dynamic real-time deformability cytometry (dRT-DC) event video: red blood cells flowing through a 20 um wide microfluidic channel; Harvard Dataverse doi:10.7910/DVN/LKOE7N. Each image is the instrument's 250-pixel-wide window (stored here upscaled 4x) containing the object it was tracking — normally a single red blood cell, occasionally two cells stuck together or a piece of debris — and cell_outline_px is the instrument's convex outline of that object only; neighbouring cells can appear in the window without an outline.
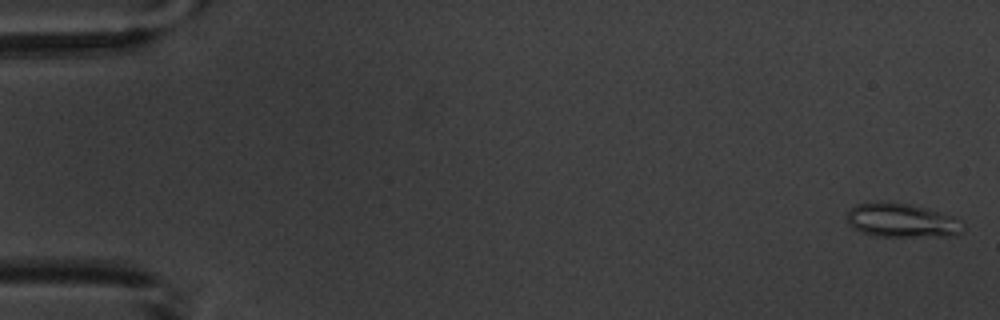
{"species": "common noctule bat (a hibernating species)", "species_latin": "Nyctalus noctula", "temperature_condition": "warm", "stored_images_in_passage": 5, "camera_frame_rate_fps": 3000, "um_per_image_px": 0.085, "animal": {"sex": "male", "body_mass_g": 20.1, "forearm_length_mm": 53.5}, "frame": {"image": 1, "passage_image": 1, "time_ms": 0.0, "image_size_px": [1000, 320], "cell_outline_px": [[964, 232], [956, 236], [872, 236], [860, 232], [848, 224], [848, 212], [856, 204], [908, 204], [956, 216], [964, 224]], "centroid_in_image_um": [76.74, 18.79], "position_along_channel_um": 8.3, "area_um2": 22.6}}
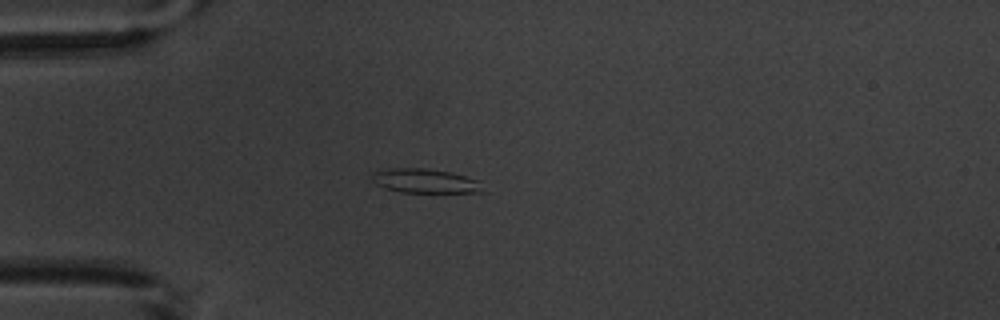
{"frame": {"image": 2, "passage_image": 5, "time_ms": 4.667, "image_size_px": [1000, 320], "cell_outline_px": [[484, 192], [404, 192], [384, 188], [376, 184], [372, 180], [372, 172], [388, 168], [424, 168], [448, 172], [480, 180]], "centroid_in_image_um": [36.11, 15.37], "position_along_channel_um": 48.9, "area_um2": 15.55}}